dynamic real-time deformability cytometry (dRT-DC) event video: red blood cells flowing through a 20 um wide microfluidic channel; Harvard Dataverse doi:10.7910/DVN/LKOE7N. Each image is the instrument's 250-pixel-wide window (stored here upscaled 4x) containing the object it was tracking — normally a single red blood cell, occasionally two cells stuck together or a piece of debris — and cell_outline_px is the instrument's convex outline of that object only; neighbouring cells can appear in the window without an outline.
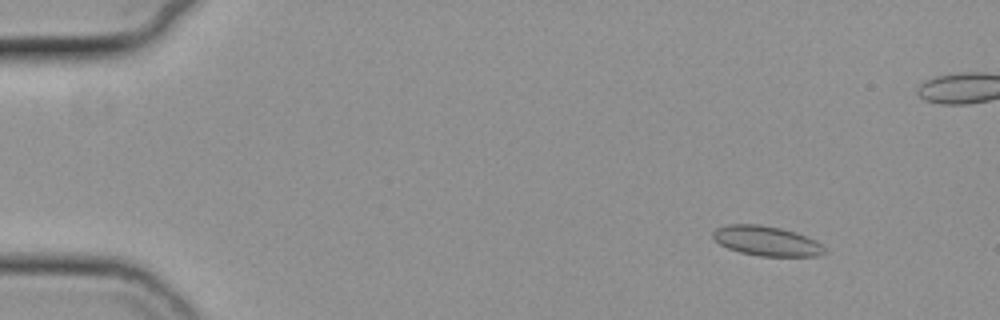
{"species": "common noctule bat (a hibernating species)", "species_latin": "Nyctalus noctula", "temperature_condition": "cold", "stored_images_in_passage": 53, "camera_frame_rate_fps": 3000, "um_per_image_px": 0.085, "animal": {"sex": "female", "body_mass_g": 19.3, "forearm_length_mm": 54.1}, "frame": {"image": 1, "passage_image": 2, "time_ms": 0.333, "image_size_px": [1000, 320], "cell_outline_px": [[828, 252], [820, 256], [760, 256], [740, 252], [728, 248], [720, 244], [712, 236], [712, 232], [716, 228], [728, 224], [760, 224], [780, 228], [796, 232], [816, 240]], "centroid_in_image_um": [65.17, 20.48], "position_along_channel_um": 19.8, "area_um2": 19.42}}
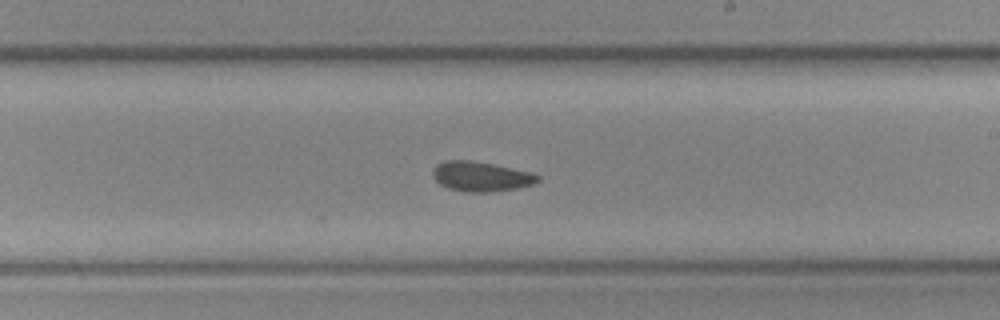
{"frame": {"image": 2, "passage_image": 29, "time_ms": 9.333, "image_size_px": [1000, 320], "cell_outline_px": [[540, 180], [532, 184], [520, 188], [488, 192], [464, 192], [448, 188], [440, 184], [432, 176], [432, 172], [436, 164], [444, 160], [468, 160], [492, 164], [532, 172], [540, 176]], "centroid_in_image_um": [40.87, 15.0], "position_along_channel_um": 248.1, "area_um2": 18.32}}
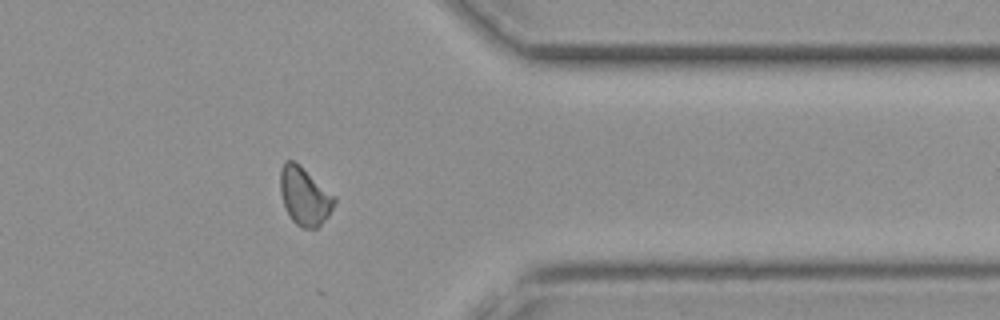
{"frame": {"image": 3, "passage_image": 41, "time_ms": 13.333, "image_size_px": [1000, 320], "cell_outline_px": [[336, 200], [328, 216], [316, 228], [300, 228], [292, 220], [284, 208], [280, 192], [280, 168], [284, 160], [292, 160], [300, 164], [336, 196]], "centroid_in_image_um": [25.87, 16.64], "position_along_channel_um": 385.5, "area_um2": 18.55}, "authors_computed_cell_mechanics": {"area_um2": 18.1492, "velocity_mm_per_s": 3.7332, "shape_relaxation_time_tau1_ms": null, "shape_relaxation_time_tau2_ms": 6.2722, "deformation_change_tau1": null, "deformation_change_tau2": 0.0991}}